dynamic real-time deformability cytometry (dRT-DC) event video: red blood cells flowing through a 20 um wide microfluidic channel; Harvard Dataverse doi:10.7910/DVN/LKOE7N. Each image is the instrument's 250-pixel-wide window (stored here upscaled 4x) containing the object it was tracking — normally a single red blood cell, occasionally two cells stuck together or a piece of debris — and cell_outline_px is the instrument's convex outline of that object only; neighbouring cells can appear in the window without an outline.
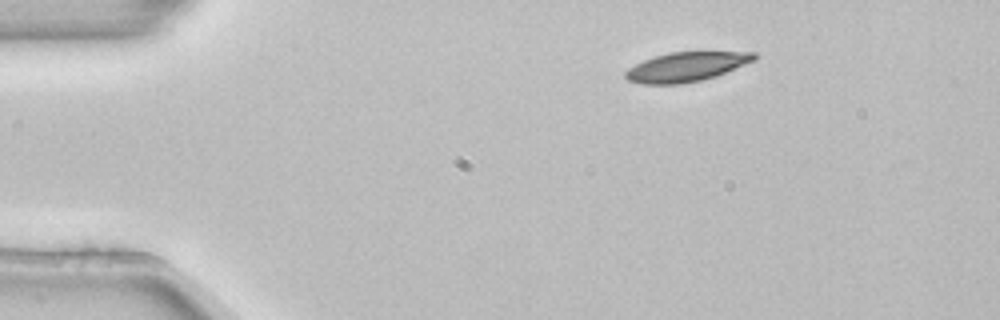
{"species": "common noctule bat (a hibernating species)", "species_latin": "Nyctalus noctula", "temperature_condition": "room temperature", "stored_images_in_passage": 2, "camera_frame_rate_fps": 3000, "um_per_image_px": 0.085, "animal": {"sex": "female", "body_mass_g": 22.7, "forearm_length_mm": 54.2}, "frame": {"image": 1, "passage_image": 1, "time_ms": 0.0, "image_size_px": [1000, 320], "cell_outline_px": [[756, 60], [716, 76], [700, 80], [680, 84], [644, 84], [628, 80], [624, 76], [624, 72], [628, 68], [644, 60], [668, 52], [756, 52]], "centroid_in_image_um": [58.33, 5.68], "position_along_channel_um": 26.7, "area_um2": 21.91}}
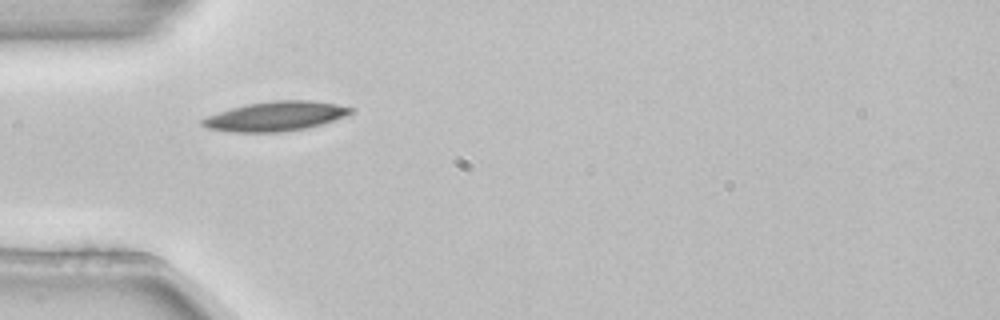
{"frame": {"image": 2, "passage_image": 2, "time_ms": 0.333, "image_size_px": [1000, 320], "cell_outline_px": [[356, 108], [352, 112], [344, 116], [320, 124], [304, 128], [284, 132], [228, 132], [208, 128], [200, 124], [200, 120], [208, 116], [232, 108], [248, 104], [272, 100], [312, 100], [336, 104]], "centroid_in_image_um": [23.41, 9.88], "position_along_channel_um": 61.6, "area_um2": 25.32}}